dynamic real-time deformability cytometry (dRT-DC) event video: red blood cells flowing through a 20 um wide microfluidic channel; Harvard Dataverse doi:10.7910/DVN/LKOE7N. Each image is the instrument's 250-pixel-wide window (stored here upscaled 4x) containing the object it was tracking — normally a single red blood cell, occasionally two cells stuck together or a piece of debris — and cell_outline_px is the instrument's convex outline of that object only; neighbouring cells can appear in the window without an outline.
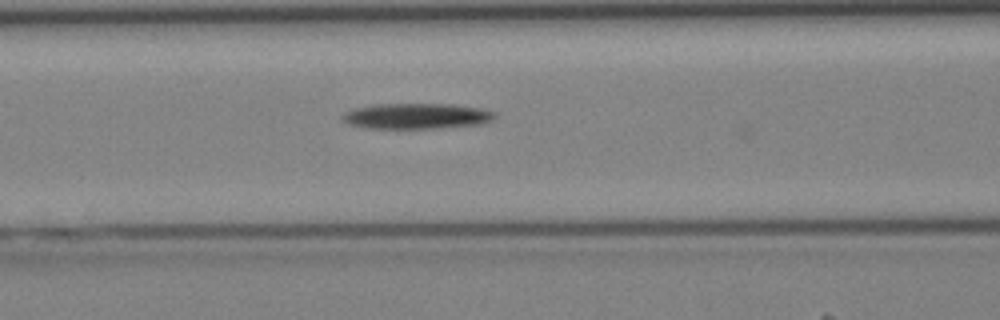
{"species": "Egyptian fruit bat (a non-hibernating species)", "species_latin": "Rousettus aegyptiacus", "temperature_condition": "cold", "stored_images_in_passage": 24, "camera_frame_rate_fps": 3000, "um_per_image_px": 0.085, "animal": {"sex": "female"}, "frame": {"image": 1, "passage_image": 7, "time_ms": 2.0, "image_size_px": [1000, 320], "cell_outline_px": [[496, 116], [492, 120], [484, 124], [436, 128], [364, 128], [348, 124], [340, 120], [340, 116], [344, 112], [356, 108], [380, 104], [452, 104], [480, 108], [492, 112]], "centroid_in_image_um": [35.37, 9.87], "position_along_channel_um": 131.2, "area_um2": 22.77}}
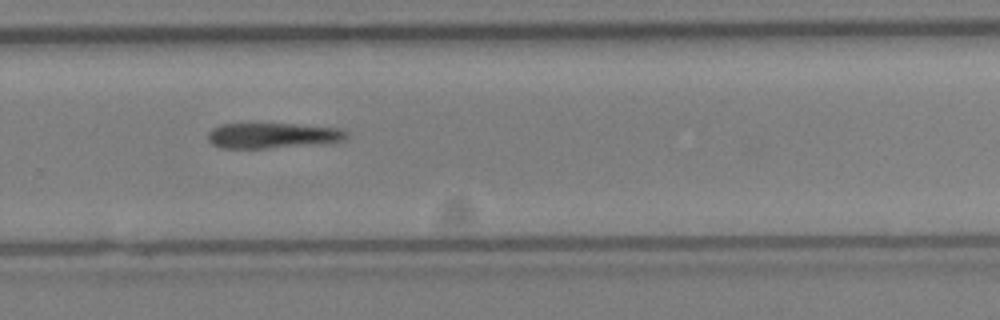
{"frame": {"image": 2, "passage_image": 18, "time_ms": 5.667, "image_size_px": [1000, 320], "cell_outline_px": [[348, 140], [332, 144], [268, 148], [220, 148], [212, 144], [208, 140], [208, 132], [212, 128], [220, 124], [292, 124], [340, 128], [348, 132]], "centroid_in_image_um": [23.26, 11.54], "position_along_channel_um": 306.5, "area_um2": 21.04}}
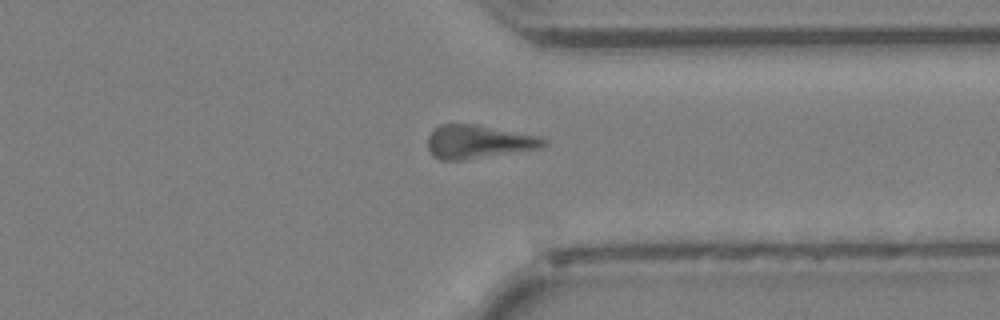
{"frame": {"image": 3, "passage_image": 22, "time_ms": 7.0, "image_size_px": [1000, 320], "cell_outline_px": [[548, 140], [540, 148], [464, 160], [440, 160], [432, 156], [428, 148], [428, 136], [440, 124], [476, 124], [540, 136]], "centroid_in_image_um": [40.64, 12.05], "position_along_channel_um": 370.8, "area_um2": 22.54}}